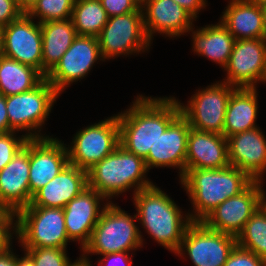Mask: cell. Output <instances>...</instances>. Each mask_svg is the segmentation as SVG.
Listing matches in <instances>:
<instances>
[{"label": "cell", "instance_id": "obj_1", "mask_svg": "<svg viewBox=\"0 0 266 266\" xmlns=\"http://www.w3.org/2000/svg\"><path fill=\"white\" fill-rule=\"evenodd\" d=\"M132 103L129 109L117 114L120 145L145 159L150 148L181 113V109L174 97L149 98L138 95Z\"/></svg>", "mask_w": 266, "mask_h": 266}, {"label": "cell", "instance_id": "obj_2", "mask_svg": "<svg viewBox=\"0 0 266 266\" xmlns=\"http://www.w3.org/2000/svg\"><path fill=\"white\" fill-rule=\"evenodd\" d=\"M193 204L194 222H202L219 204L244 191L253 180L234 166L185 170L180 178Z\"/></svg>", "mask_w": 266, "mask_h": 266}, {"label": "cell", "instance_id": "obj_3", "mask_svg": "<svg viewBox=\"0 0 266 266\" xmlns=\"http://www.w3.org/2000/svg\"><path fill=\"white\" fill-rule=\"evenodd\" d=\"M133 199L143 228L160 245L175 253L193 222L190 216L184 217L174 200L154 184L133 194Z\"/></svg>", "mask_w": 266, "mask_h": 266}, {"label": "cell", "instance_id": "obj_4", "mask_svg": "<svg viewBox=\"0 0 266 266\" xmlns=\"http://www.w3.org/2000/svg\"><path fill=\"white\" fill-rule=\"evenodd\" d=\"M147 171L144 158L119 145L87 171L88 187L103 195L107 201L134 187L135 194L153 185L146 179Z\"/></svg>", "mask_w": 266, "mask_h": 266}, {"label": "cell", "instance_id": "obj_5", "mask_svg": "<svg viewBox=\"0 0 266 266\" xmlns=\"http://www.w3.org/2000/svg\"><path fill=\"white\" fill-rule=\"evenodd\" d=\"M109 201L94 227L89 242L84 246L81 257L90 254L105 255L116 252H129L142 247L143 239L137 219ZM87 254V255H86Z\"/></svg>", "mask_w": 266, "mask_h": 266}, {"label": "cell", "instance_id": "obj_6", "mask_svg": "<svg viewBox=\"0 0 266 266\" xmlns=\"http://www.w3.org/2000/svg\"><path fill=\"white\" fill-rule=\"evenodd\" d=\"M15 235L23 248H63L70 241L64 210L49 207H25L15 214Z\"/></svg>", "mask_w": 266, "mask_h": 266}, {"label": "cell", "instance_id": "obj_7", "mask_svg": "<svg viewBox=\"0 0 266 266\" xmlns=\"http://www.w3.org/2000/svg\"><path fill=\"white\" fill-rule=\"evenodd\" d=\"M59 95L55 88L44 78L29 91L6 96V109L11 132L27 130L28 133L25 136L28 139L49 137L41 135V129L39 131L36 129L41 128L45 123L53 107L52 105H54L53 103Z\"/></svg>", "mask_w": 266, "mask_h": 266}, {"label": "cell", "instance_id": "obj_8", "mask_svg": "<svg viewBox=\"0 0 266 266\" xmlns=\"http://www.w3.org/2000/svg\"><path fill=\"white\" fill-rule=\"evenodd\" d=\"M120 145L117 115L85 127L73 137L67 148L69 164L88 171Z\"/></svg>", "mask_w": 266, "mask_h": 266}, {"label": "cell", "instance_id": "obj_9", "mask_svg": "<svg viewBox=\"0 0 266 266\" xmlns=\"http://www.w3.org/2000/svg\"><path fill=\"white\" fill-rule=\"evenodd\" d=\"M97 40L104 61L147 51L151 41L144 29L142 7L131 13L109 17Z\"/></svg>", "mask_w": 266, "mask_h": 266}, {"label": "cell", "instance_id": "obj_10", "mask_svg": "<svg viewBox=\"0 0 266 266\" xmlns=\"http://www.w3.org/2000/svg\"><path fill=\"white\" fill-rule=\"evenodd\" d=\"M235 89L224 81L213 83L203 90H198L187 105L179 102L181 114L191 128L223 135L228 101Z\"/></svg>", "mask_w": 266, "mask_h": 266}, {"label": "cell", "instance_id": "obj_11", "mask_svg": "<svg viewBox=\"0 0 266 266\" xmlns=\"http://www.w3.org/2000/svg\"><path fill=\"white\" fill-rule=\"evenodd\" d=\"M236 244L235 236L212 230L203 222L193 221L175 254L184 256L187 252L195 266H223Z\"/></svg>", "mask_w": 266, "mask_h": 266}, {"label": "cell", "instance_id": "obj_12", "mask_svg": "<svg viewBox=\"0 0 266 266\" xmlns=\"http://www.w3.org/2000/svg\"><path fill=\"white\" fill-rule=\"evenodd\" d=\"M261 181H253L240 194L219 204L202 222L210 229L237 237L252 214L264 202Z\"/></svg>", "mask_w": 266, "mask_h": 266}, {"label": "cell", "instance_id": "obj_13", "mask_svg": "<svg viewBox=\"0 0 266 266\" xmlns=\"http://www.w3.org/2000/svg\"><path fill=\"white\" fill-rule=\"evenodd\" d=\"M224 80L235 88H256L266 73V39L235 40Z\"/></svg>", "mask_w": 266, "mask_h": 266}, {"label": "cell", "instance_id": "obj_14", "mask_svg": "<svg viewBox=\"0 0 266 266\" xmlns=\"http://www.w3.org/2000/svg\"><path fill=\"white\" fill-rule=\"evenodd\" d=\"M99 59L104 60L97 37L77 36L45 78L61 94L72 82L86 77Z\"/></svg>", "mask_w": 266, "mask_h": 266}, {"label": "cell", "instance_id": "obj_15", "mask_svg": "<svg viewBox=\"0 0 266 266\" xmlns=\"http://www.w3.org/2000/svg\"><path fill=\"white\" fill-rule=\"evenodd\" d=\"M27 13L3 27L4 56L34 67L42 74V31Z\"/></svg>", "mask_w": 266, "mask_h": 266}, {"label": "cell", "instance_id": "obj_16", "mask_svg": "<svg viewBox=\"0 0 266 266\" xmlns=\"http://www.w3.org/2000/svg\"><path fill=\"white\" fill-rule=\"evenodd\" d=\"M29 187L33 196L68 164L66 144L57 138L29 139Z\"/></svg>", "mask_w": 266, "mask_h": 266}, {"label": "cell", "instance_id": "obj_17", "mask_svg": "<svg viewBox=\"0 0 266 266\" xmlns=\"http://www.w3.org/2000/svg\"><path fill=\"white\" fill-rule=\"evenodd\" d=\"M29 172L28 139L0 171V207L16 214L31 203L33 196L30 193Z\"/></svg>", "mask_w": 266, "mask_h": 266}, {"label": "cell", "instance_id": "obj_18", "mask_svg": "<svg viewBox=\"0 0 266 266\" xmlns=\"http://www.w3.org/2000/svg\"><path fill=\"white\" fill-rule=\"evenodd\" d=\"M187 119L180 113L159 136L145 158L147 169L153 167H176L180 178L184 175L187 140L190 131Z\"/></svg>", "mask_w": 266, "mask_h": 266}, {"label": "cell", "instance_id": "obj_19", "mask_svg": "<svg viewBox=\"0 0 266 266\" xmlns=\"http://www.w3.org/2000/svg\"><path fill=\"white\" fill-rule=\"evenodd\" d=\"M227 140L230 165L253 181H262L266 172V138L260 127L233 134Z\"/></svg>", "mask_w": 266, "mask_h": 266}, {"label": "cell", "instance_id": "obj_20", "mask_svg": "<svg viewBox=\"0 0 266 266\" xmlns=\"http://www.w3.org/2000/svg\"><path fill=\"white\" fill-rule=\"evenodd\" d=\"M101 200H105L103 195L87 187L63 208L68 238L79 241L81 249L89 242L103 209L109 203L101 209Z\"/></svg>", "mask_w": 266, "mask_h": 266}, {"label": "cell", "instance_id": "obj_21", "mask_svg": "<svg viewBox=\"0 0 266 266\" xmlns=\"http://www.w3.org/2000/svg\"><path fill=\"white\" fill-rule=\"evenodd\" d=\"M144 29L150 41L158 32L168 37L187 33L194 18L173 0H141Z\"/></svg>", "mask_w": 266, "mask_h": 266}, {"label": "cell", "instance_id": "obj_22", "mask_svg": "<svg viewBox=\"0 0 266 266\" xmlns=\"http://www.w3.org/2000/svg\"><path fill=\"white\" fill-rule=\"evenodd\" d=\"M229 165L228 140L224 135L190 128L185 170L222 169Z\"/></svg>", "mask_w": 266, "mask_h": 266}, {"label": "cell", "instance_id": "obj_23", "mask_svg": "<svg viewBox=\"0 0 266 266\" xmlns=\"http://www.w3.org/2000/svg\"><path fill=\"white\" fill-rule=\"evenodd\" d=\"M88 187L87 171L68 164L57 176L39 189L27 207L63 209Z\"/></svg>", "mask_w": 266, "mask_h": 266}, {"label": "cell", "instance_id": "obj_24", "mask_svg": "<svg viewBox=\"0 0 266 266\" xmlns=\"http://www.w3.org/2000/svg\"><path fill=\"white\" fill-rule=\"evenodd\" d=\"M236 40L266 39L261 7L247 0H231L221 17Z\"/></svg>", "mask_w": 266, "mask_h": 266}, {"label": "cell", "instance_id": "obj_25", "mask_svg": "<svg viewBox=\"0 0 266 266\" xmlns=\"http://www.w3.org/2000/svg\"><path fill=\"white\" fill-rule=\"evenodd\" d=\"M42 31V75L44 77L60 61L77 37L70 19L43 22Z\"/></svg>", "mask_w": 266, "mask_h": 266}, {"label": "cell", "instance_id": "obj_26", "mask_svg": "<svg viewBox=\"0 0 266 266\" xmlns=\"http://www.w3.org/2000/svg\"><path fill=\"white\" fill-rule=\"evenodd\" d=\"M256 88H236L228 101L223 135L229 136L258 127L256 125L258 101Z\"/></svg>", "mask_w": 266, "mask_h": 266}, {"label": "cell", "instance_id": "obj_27", "mask_svg": "<svg viewBox=\"0 0 266 266\" xmlns=\"http://www.w3.org/2000/svg\"><path fill=\"white\" fill-rule=\"evenodd\" d=\"M193 51L198 55L206 56L208 59L218 63L221 68L227 65L231 56L235 38L220 21L193 31Z\"/></svg>", "mask_w": 266, "mask_h": 266}, {"label": "cell", "instance_id": "obj_28", "mask_svg": "<svg viewBox=\"0 0 266 266\" xmlns=\"http://www.w3.org/2000/svg\"><path fill=\"white\" fill-rule=\"evenodd\" d=\"M45 77L34 67L15 59L0 57V92L6 97L36 87Z\"/></svg>", "mask_w": 266, "mask_h": 266}, {"label": "cell", "instance_id": "obj_29", "mask_svg": "<svg viewBox=\"0 0 266 266\" xmlns=\"http://www.w3.org/2000/svg\"><path fill=\"white\" fill-rule=\"evenodd\" d=\"M108 18L100 0H75L71 20L77 36L97 37Z\"/></svg>", "mask_w": 266, "mask_h": 266}, {"label": "cell", "instance_id": "obj_30", "mask_svg": "<svg viewBox=\"0 0 266 266\" xmlns=\"http://www.w3.org/2000/svg\"><path fill=\"white\" fill-rule=\"evenodd\" d=\"M237 245L266 260V203L252 214L236 237Z\"/></svg>", "mask_w": 266, "mask_h": 266}, {"label": "cell", "instance_id": "obj_31", "mask_svg": "<svg viewBox=\"0 0 266 266\" xmlns=\"http://www.w3.org/2000/svg\"><path fill=\"white\" fill-rule=\"evenodd\" d=\"M75 0H38L27 13L31 18H39L43 22L66 20L72 16Z\"/></svg>", "mask_w": 266, "mask_h": 266}, {"label": "cell", "instance_id": "obj_32", "mask_svg": "<svg viewBox=\"0 0 266 266\" xmlns=\"http://www.w3.org/2000/svg\"><path fill=\"white\" fill-rule=\"evenodd\" d=\"M24 251L33 259L35 266H71L63 248H24Z\"/></svg>", "mask_w": 266, "mask_h": 266}, {"label": "cell", "instance_id": "obj_33", "mask_svg": "<svg viewBox=\"0 0 266 266\" xmlns=\"http://www.w3.org/2000/svg\"><path fill=\"white\" fill-rule=\"evenodd\" d=\"M15 132L0 134V171L13 159L14 155L28 140L25 135L21 138Z\"/></svg>", "mask_w": 266, "mask_h": 266}, {"label": "cell", "instance_id": "obj_34", "mask_svg": "<svg viewBox=\"0 0 266 266\" xmlns=\"http://www.w3.org/2000/svg\"><path fill=\"white\" fill-rule=\"evenodd\" d=\"M223 266H266V260L236 244Z\"/></svg>", "mask_w": 266, "mask_h": 266}, {"label": "cell", "instance_id": "obj_35", "mask_svg": "<svg viewBox=\"0 0 266 266\" xmlns=\"http://www.w3.org/2000/svg\"><path fill=\"white\" fill-rule=\"evenodd\" d=\"M14 219L15 213L0 207V253L7 250L12 244L11 237L13 233L15 234ZM12 228L14 229L13 233H11Z\"/></svg>", "mask_w": 266, "mask_h": 266}, {"label": "cell", "instance_id": "obj_36", "mask_svg": "<svg viewBox=\"0 0 266 266\" xmlns=\"http://www.w3.org/2000/svg\"><path fill=\"white\" fill-rule=\"evenodd\" d=\"M109 17L137 11L141 7V0H100Z\"/></svg>", "mask_w": 266, "mask_h": 266}, {"label": "cell", "instance_id": "obj_37", "mask_svg": "<svg viewBox=\"0 0 266 266\" xmlns=\"http://www.w3.org/2000/svg\"><path fill=\"white\" fill-rule=\"evenodd\" d=\"M23 12L14 0H0V27H5L18 19Z\"/></svg>", "mask_w": 266, "mask_h": 266}, {"label": "cell", "instance_id": "obj_38", "mask_svg": "<svg viewBox=\"0 0 266 266\" xmlns=\"http://www.w3.org/2000/svg\"><path fill=\"white\" fill-rule=\"evenodd\" d=\"M101 260H98L99 266H132L131 257L128 252H116L103 255Z\"/></svg>", "mask_w": 266, "mask_h": 266}, {"label": "cell", "instance_id": "obj_39", "mask_svg": "<svg viewBox=\"0 0 266 266\" xmlns=\"http://www.w3.org/2000/svg\"><path fill=\"white\" fill-rule=\"evenodd\" d=\"M183 7L194 19L198 17L200 9L206 7V0H173Z\"/></svg>", "mask_w": 266, "mask_h": 266}, {"label": "cell", "instance_id": "obj_40", "mask_svg": "<svg viewBox=\"0 0 266 266\" xmlns=\"http://www.w3.org/2000/svg\"><path fill=\"white\" fill-rule=\"evenodd\" d=\"M9 132H11V126L6 109V97L0 92V134Z\"/></svg>", "mask_w": 266, "mask_h": 266}, {"label": "cell", "instance_id": "obj_41", "mask_svg": "<svg viewBox=\"0 0 266 266\" xmlns=\"http://www.w3.org/2000/svg\"><path fill=\"white\" fill-rule=\"evenodd\" d=\"M12 248L0 253V266H16V255L12 252Z\"/></svg>", "mask_w": 266, "mask_h": 266}, {"label": "cell", "instance_id": "obj_42", "mask_svg": "<svg viewBox=\"0 0 266 266\" xmlns=\"http://www.w3.org/2000/svg\"><path fill=\"white\" fill-rule=\"evenodd\" d=\"M37 2L38 0H21L18 6L23 13H28Z\"/></svg>", "mask_w": 266, "mask_h": 266}, {"label": "cell", "instance_id": "obj_43", "mask_svg": "<svg viewBox=\"0 0 266 266\" xmlns=\"http://www.w3.org/2000/svg\"><path fill=\"white\" fill-rule=\"evenodd\" d=\"M16 266H35L33 259L25 252L24 257L16 256Z\"/></svg>", "mask_w": 266, "mask_h": 266}, {"label": "cell", "instance_id": "obj_44", "mask_svg": "<svg viewBox=\"0 0 266 266\" xmlns=\"http://www.w3.org/2000/svg\"><path fill=\"white\" fill-rule=\"evenodd\" d=\"M90 262L92 261H89L87 257L80 256L79 260L77 259L75 262L71 264V266H92Z\"/></svg>", "mask_w": 266, "mask_h": 266}, {"label": "cell", "instance_id": "obj_45", "mask_svg": "<svg viewBox=\"0 0 266 266\" xmlns=\"http://www.w3.org/2000/svg\"><path fill=\"white\" fill-rule=\"evenodd\" d=\"M4 55V33L3 27H0V57Z\"/></svg>", "mask_w": 266, "mask_h": 266}, {"label": "cell", "instance_id": "obj_46", "mask_svg": "<svg viewBox=\"0 0 266 266\" xmlns=\"http://www.w3.org/2000/svg\"><path fill=\"white\" fill-rule=\"evenodd\" d=\"M248 2L258 5L260 7L266 5V0H247Z\"/></svg>", "mask_w": 266, "mask_h": 266}, {"label": "cell", "instance_id": "obj_47", "mask_svg": "<svg viewBox=\"0 0 266 266\" xmlns=\"http://www.w3.org/2000/svg\"><path fill=\"white\" fill-rule=\"evenodd\" d=\"M262 14H263V26L265 30V35H266V5L261 7Z\"/></svg>", "mask_w": 266, "mask_h": 266}, {"label": "cell", "instance_id": "obj_48", "mask_svg": "<svg viewBox=\"0 0 266 266\" xmlns=\"http://www.w3.org/2000/svg\"><path fill=\"white\" fill-rule=\"evenodd\" d=\"M264 83L266 82V73H265V77H264V81H263Z\"/></svg>", "mask_w": 266, "mask_h": 266}]
</instances>
